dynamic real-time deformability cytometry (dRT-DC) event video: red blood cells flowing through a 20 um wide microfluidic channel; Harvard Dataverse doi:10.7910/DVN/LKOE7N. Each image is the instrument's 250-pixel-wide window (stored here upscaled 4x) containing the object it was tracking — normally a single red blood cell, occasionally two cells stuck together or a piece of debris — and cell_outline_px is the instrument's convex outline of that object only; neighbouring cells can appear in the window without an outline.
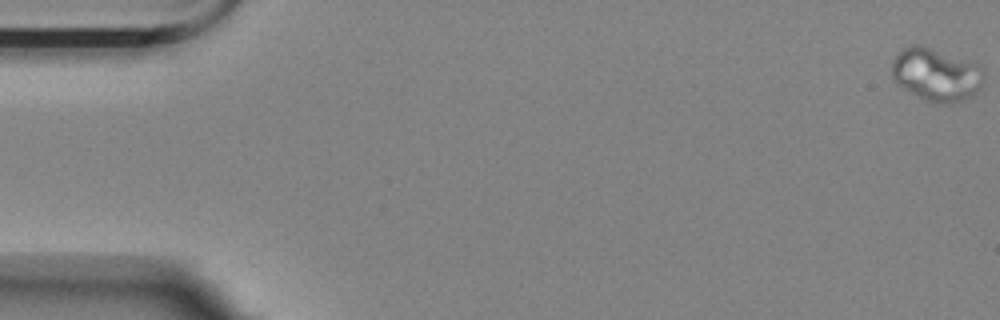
{"species": "Egyptian fruit bat (a non-hibernating species)", "species_latin": "Rousettus aegyptiacus", "temperature_condition": "room temperature", "stored_images_in_passage": 10, "camera_frame_rate_fps": 3000, "um_per_image_px": 0.085, "animal": {"sex": "female"}, "frame": {"image": 1, "passage_image": 1, "time_ms": 0.0, "image_size_px": [1000, 320], "cell_outline_px": [[984, 80], [980, 88], [972, 96], [948, 104], [936, 104], [904, 88], [892, 76], [892, 64], [896, 56], [904, 48], [912, 44], [920, 44], [980, 64], [984, 68]], "centroid_in_image_um": [79.64, 6.32], "position_along_channel_um": 5.4, "area_um2": 28.15}}